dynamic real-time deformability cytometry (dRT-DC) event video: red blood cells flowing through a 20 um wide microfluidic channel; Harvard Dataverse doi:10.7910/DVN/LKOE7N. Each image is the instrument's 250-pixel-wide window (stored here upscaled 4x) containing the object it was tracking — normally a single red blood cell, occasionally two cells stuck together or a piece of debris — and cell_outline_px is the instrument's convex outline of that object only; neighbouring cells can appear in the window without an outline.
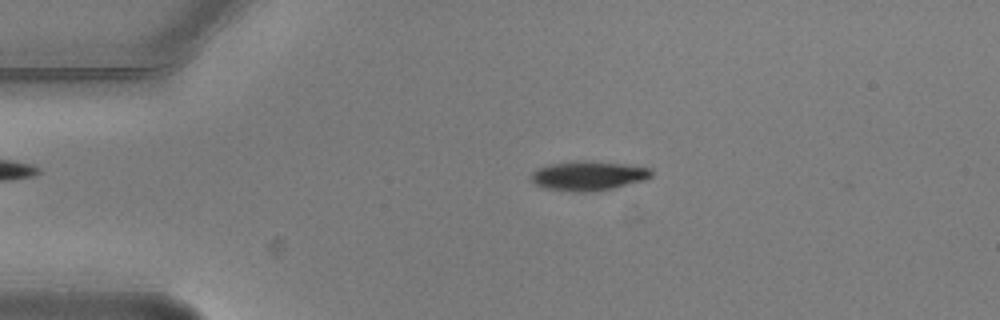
{"species": "common noctule bat (a hibernating species)", "species_latin": "Nyctalus noctula", "temperature_condition": "warm", "stored_images_in_passage": 4, "camera_frame_rate_fps": 3000, "um_per_image_px": 0.085, "animal": {"sex": "male", "body_mass_g": 20.5, "forearm_length_mm": 52.5}, "frame": {"image": 1, "passage_image": 2, "time_ms": 0.333, "image_size_px": [1000, 320], "cell_outline_px": [[652, 176], [644, 180], [616, 188], [592, 192], [572, 192], [544, 188], [536, 184], [532, 180], [532, 172], [536, 168], [548, 164], [576, 160], [592, 160], [628, 164], [652, 168]], "centroid_in_image_um": [50.03, 14.93], "position_along_channel_um": 35.0, "area_um2": 21.15}}